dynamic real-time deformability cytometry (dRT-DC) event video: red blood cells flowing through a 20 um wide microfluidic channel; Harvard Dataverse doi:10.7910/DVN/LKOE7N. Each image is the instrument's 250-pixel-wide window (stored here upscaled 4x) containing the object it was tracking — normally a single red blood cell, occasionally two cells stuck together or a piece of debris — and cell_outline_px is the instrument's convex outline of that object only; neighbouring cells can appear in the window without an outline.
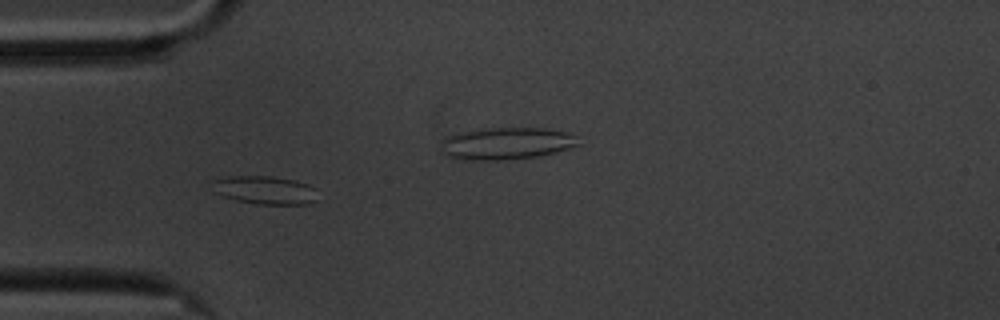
{"species": "common noctule bat (a hibernating species)", "species_latin": "Nyctalus noctula", "temperature_condition": "cold", "stored_images_in_passage": 59, "camera_frame_rate_fps": 3000, "um_per_image_px": 0.085, "animal": {"sex": "male", "body_mass_g": 20.1, "forearm_length_mm": 53.5}, "frame": {"image": 1, "passage_image": 17, "time_ms": 5.333, "image_size_px": [1000, 320], "cell_outline_px": [[316, 200], [308, 204], [256, 204], [236, 200], [212, 192], [212, 180], [232, 176], [272, 176], [296, 180], [308, 184], [316, 188]], "centroid_in_image_um": [22.52, 16.15], "position_along_channel_um": 62.5, "area_um2": 17.51}}
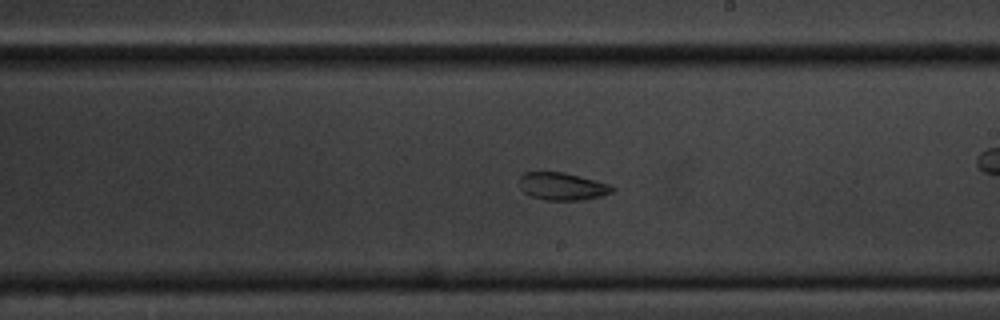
{"frame": {"image": 2, "passage_image": 33, "time_ms": 10.667, "image_size_px": [1000, 320], "cell_outline_px": [[616, 188], [612, 192], [600, 196], [584, 200], [544, 200], [532, 196], [524, 192], [520, 188], [520, 176], [524, 172], [564, 172], [612, 184]], "centroid_in_image_um": [47.82, 15.84], "position_along_channel_um": 241.2, "area_um2": 15.03}}
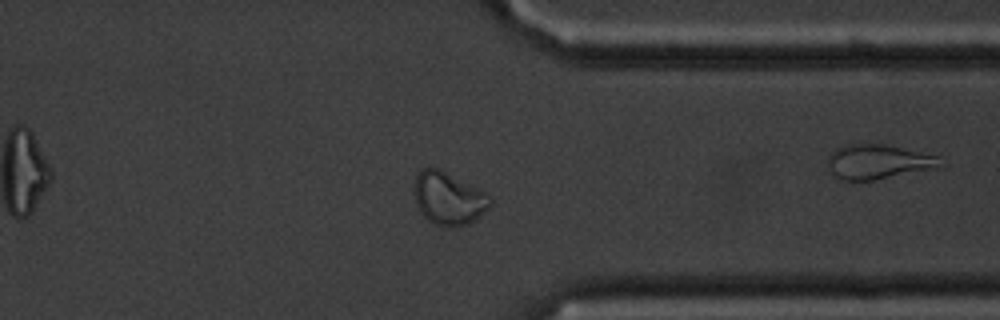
{"frame": {"image": 3, "passage_image": 45, "time_ms": 14.667, "image_size_px": [1000, 320], "cell_outline_px": [[492, 204], [476, 220], [468, 224], [456, 228], [432, 224], [416, 208], [412, 192], [416, 172], [420, 168], [436, 168], [484, 192], [492, 200]], "centroid_in_image_um": [38.05, 16.9], "position_along_channel_um": 373.3, "area_um2": 23.52}, "authors_computed_cell_mechanics": {"area_um2": 19.7098, "velocity_mm_per_s": 3.377, "shape_relaxation_time_tau1_ms": null, "shape_relaxation_time_tau2_ms": 6.7465, "deformation_change_tau1": null, "deformation_change_tau2": 0.1157}}